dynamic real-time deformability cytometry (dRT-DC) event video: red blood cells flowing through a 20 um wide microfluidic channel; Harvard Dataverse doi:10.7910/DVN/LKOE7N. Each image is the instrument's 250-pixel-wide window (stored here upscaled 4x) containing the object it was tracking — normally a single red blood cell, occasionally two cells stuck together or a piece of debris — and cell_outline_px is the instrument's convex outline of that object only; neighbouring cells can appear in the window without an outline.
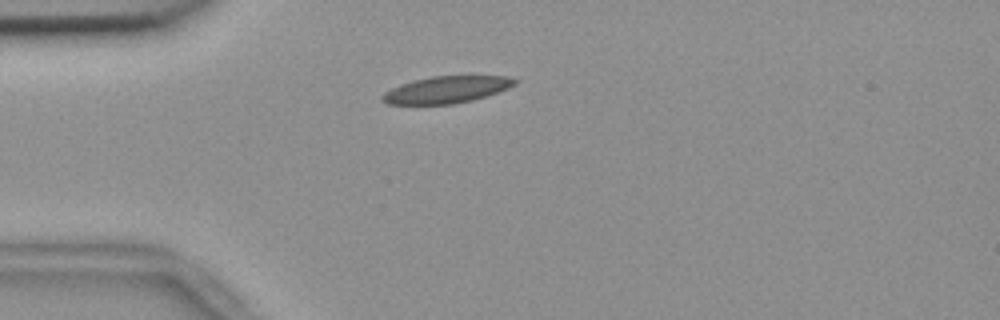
{"species": "common noctule bat (a hibernating species)", "species_latin": "Nyctalus noctula", "temperature_condition": "room temperature", "stored_images_in_passage": 31, "camera_frame_rate_fps": 3000, "um_per_image_px": 0.085, "animal": {"sex": "female", "body_mass_g": 18.4}, "frame": {"image": 1, "passage_image": 1, "time_ms": 0.0, "image_size_px": [1000, 320], "cell_outline_px": [[520, 80], [516, 84], [508, 88], [472, 100], [452, 104], [388, 104], [380, 100], [380, 96], [384, 92], [400, 84], [412, 80], [432, 76], [508, 76]], "centroid_in_image_um": [37.92, 7.61], "position_along_channel_um": 47.1, "area_um2": 20.75}}
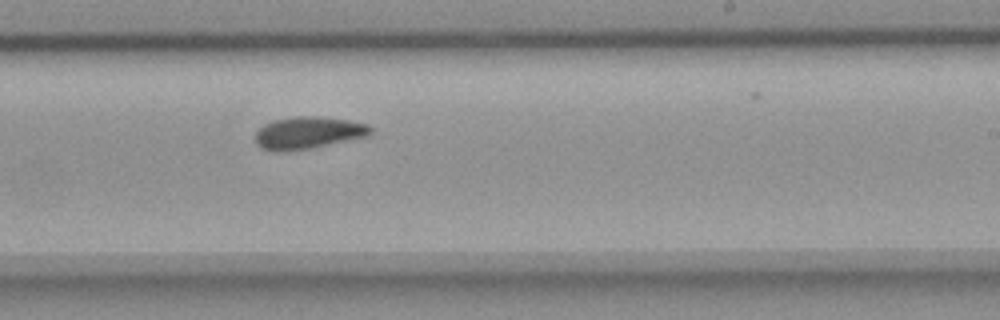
{"frame": {"image": 2, "passage_image": 20, "time_ms": 6.333, "image_size_px": [1000, 320], "cell_outline_px": [[372, 132], [368, 136], [312, 148], [284, 152], [272, 152], [260, 148], [256, 144], [256, 132], [264, 124], [276, 120], [292, 116], [316, 116], [348, 120], [368, 124], [372, 128]], "centroid_in_image_um": [26.18, 11.3], "position_along_channel_um": 262.8, "area_um2": 21.79}}
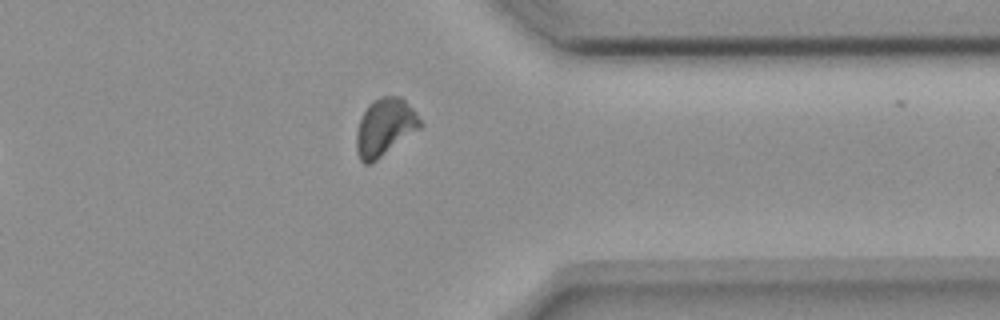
{"frame": {"image": 3, "passage_image": 30, "time_ms": 9.667, "image_size_px": [1000, 320], "cell_outline_px": [[424, 124], [420, 128], [372, 164], [364, 164], [360, 160], [356, 152], [356, 132], [360, 120], [368, 104], [372, 100], [380, 96], [400, 96], [416, 112]], "centroid_in_image_um": [32.7, 10.82], "position_along_channel_um": 378.7, "area_um2": 21.5}}